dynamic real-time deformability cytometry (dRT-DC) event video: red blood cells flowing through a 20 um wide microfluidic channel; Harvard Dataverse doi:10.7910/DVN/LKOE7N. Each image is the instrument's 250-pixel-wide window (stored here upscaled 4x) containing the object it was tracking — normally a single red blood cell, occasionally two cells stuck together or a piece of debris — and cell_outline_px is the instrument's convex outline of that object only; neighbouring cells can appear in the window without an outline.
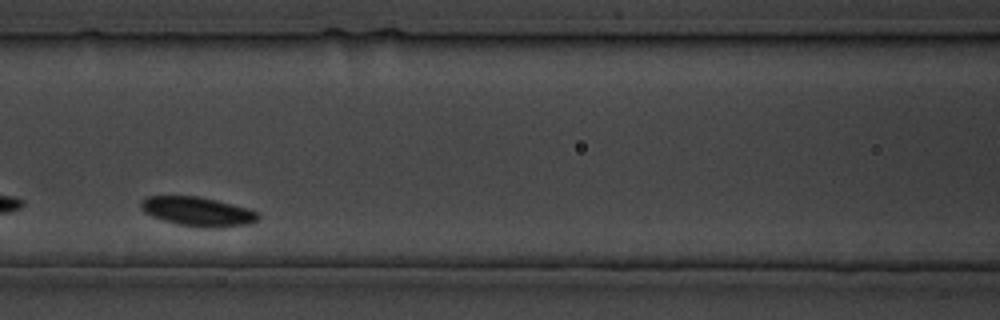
{"species": "common noctule bat (a hibernating species)", "species_latin": "Nyctalus noctula", "temperature_condition": "cold", "stored_images_in_passage": 7, "camera_frame_rate_fps": 3000, "um_per_image_px": 0.085, "animal": {"sex": "male", "body_mass_g": 19.5, "forearm_length_mm": 54.6}, "frame": {"image": 1, "passage_image": 5, "time_ms": 6.333, "image_size_px": [1000, 320], "cell_outline_px": [[260, 216], [252, 224], [224, 228], [204, 228], [176, 224], [152, 216], [144, 212], [140, 204], [140, 200], [148, 196], [196, 196], [216, 200], [248, 208], [256, 212]], "centroid_in_image_um": [16.82, 18.0], "position_along_channel_um": 149.8, "area_um2": 20.11}}